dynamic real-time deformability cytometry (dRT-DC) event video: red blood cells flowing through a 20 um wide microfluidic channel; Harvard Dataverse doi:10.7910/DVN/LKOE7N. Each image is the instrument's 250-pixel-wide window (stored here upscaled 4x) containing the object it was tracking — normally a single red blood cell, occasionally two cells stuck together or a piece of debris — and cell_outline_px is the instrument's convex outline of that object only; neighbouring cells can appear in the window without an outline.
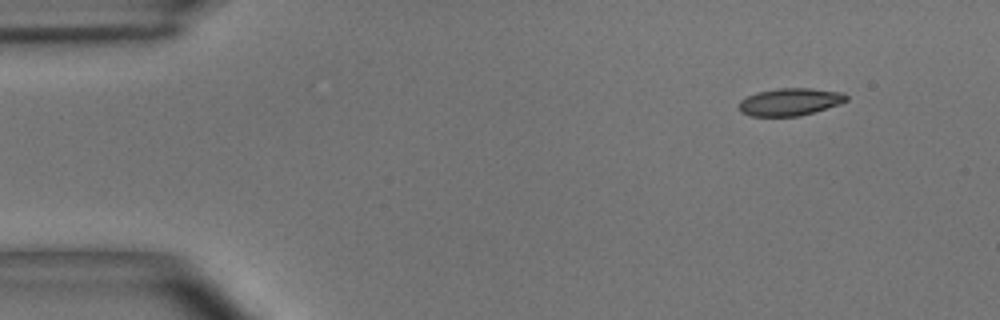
{"species": "common noctule bat (a hibernating species)", "species_latin": "Nyctalus noctula", "temperature_condition": "room temperature", "stored_images_in_passage": 50, "camera_frame_rate_fps": 3000, "um_per_image_px": 0.085, "animal": {"sex": "male", "body_mass_g": 15.6}, "frame": {"image": 1, "passage_image": 1, "time_ms": 0.0, "image_size_px": [1000, 320], "cell_outline_px": [[848, 100], [840, 104], [800, 116], [752, 116], [740, 112], [740, 100], [756, 92], [776, 88], [812, 88], [844, 92], [848, 96]], "centroid_in_image_um": [67.18, 8.65], "position_along_channel_um": 17.8, "area_um2": 17.28}}
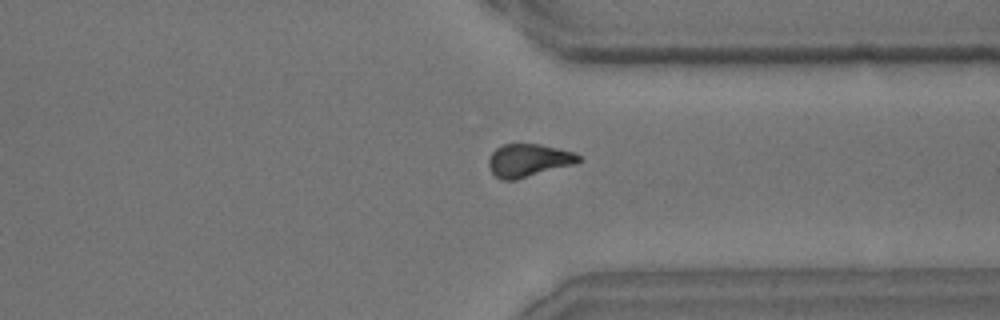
{"frame": {"image": 2, "passage_image": 37, "time_ms": 12.0, "image_size_px": [1000, 320], "cell_outline_px": [[580, 160], [576, 164], [516, 180], [500, 180], [492, 172], [488, 164], [488, 160], [492, 152], [496, 148], [504, 144], [540, 144], [572, 152], [580, 156]], "centroid_in_image_um": [44.91, 13.64], "position_along_channel_um": 366.5, "area_um2": 17.22}}
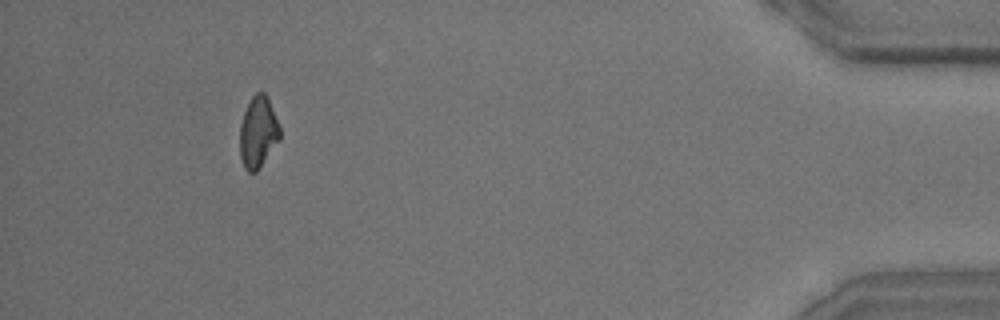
{"frame": {"image": 3, "passage_image": 46, "time_ms": 15.0, "image_size_px": [1000, 320], "cell_outline_px": [[280, 140], [256, 172], [248, 172], [244, 168], [240, 156], [240, 124], [244, 112], [252, 96], [256, 92], [264, 92], [268, 96], [280, 128]], "centroid_in_image_um": [21.94, 11.23], "position_along_channel_um": 413.3, "area_um2": 16.7}, "authors_computed_cell_mechanics": {"area_um2": 17.5134, "velocity_mm_per_s": 3.6484, "shape_relaxation_time_tau1_ms": 4.6682, "shape_relaxation_time_tau2_ms": 4.6615, "deformation_change_tau1": 0.1297, "deformation_change_tau2": 0.1078}}